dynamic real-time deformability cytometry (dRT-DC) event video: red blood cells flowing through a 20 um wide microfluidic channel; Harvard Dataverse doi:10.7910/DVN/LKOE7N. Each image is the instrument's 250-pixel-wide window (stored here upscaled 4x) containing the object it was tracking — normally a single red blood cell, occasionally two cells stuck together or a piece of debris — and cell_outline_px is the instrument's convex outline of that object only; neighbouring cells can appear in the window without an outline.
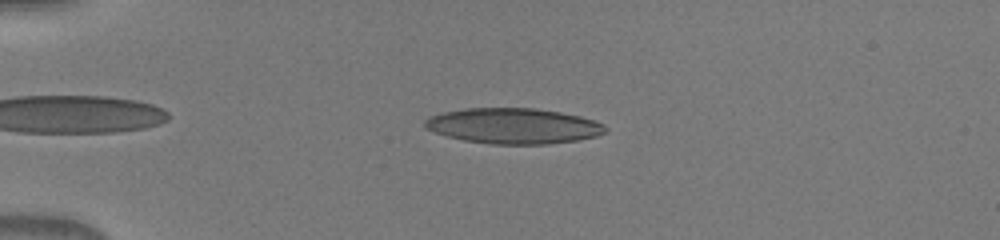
{"species": "human", "species_latin": "Homo sapiens", "temperature_condition": "warm", "stored_images_in_passage": 44, "camera_frame_rate_fps": 3000, "um_per_image_px": 0.085, "donor": {"sex": "male"}, "frame": {"image": 1, "passage_image": 7, "time_ms": 2.0, "image_size_px": [1000, 240], "cell_outline_px": [[608, 132], [596, 136], [580, 140], [548, 144], [492, 144], [464, 140], [448, 136], [424, 128], [424, 120], [428, 116], [444, 112], [464, 108], [536, 108], [560, 112], [580, 116], [596, 120], [604, 124], [608, 128]], "centroid_in_image_um": [43.68, 10.7], "position_along_channel_um": 41.3, "area_um2": 37.69}}
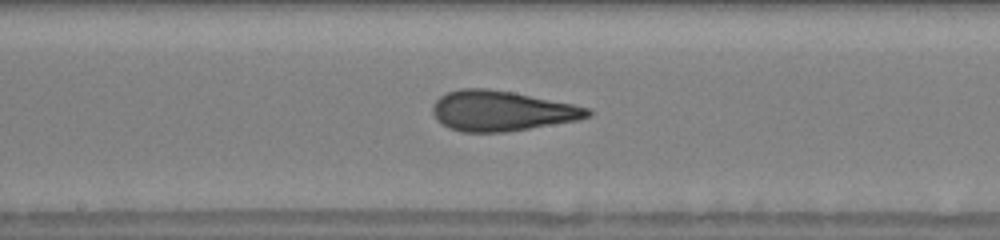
{"frame": {"image": 2, "passage_image": 22, "time_ms": 7.0, "image_size_px": [1000, 240], "cell_outline_px": [[592, 116], [580, 120], [504, 132], [460, 132], [448, 128], [436, 120], [432, 112], [432, 104], [440, 96], [448, 92], [460, 88], [488, 88], [512, 92], [592, 108]], "centroid_in_image_um": [42.63, 9.43], "position_along_channel_um": 205.6, "area_um2": 36.53}}
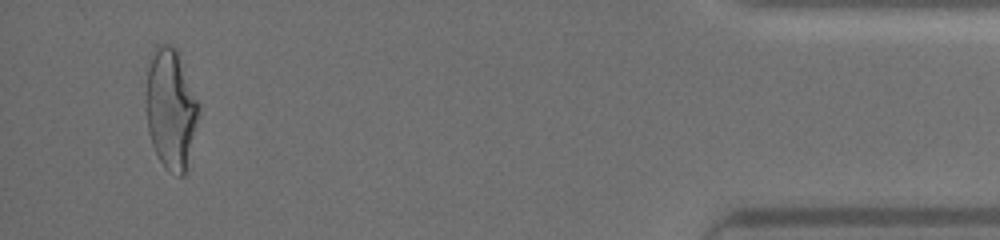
{"frame": {"image": 3, "passage_image": 42, "time_ms": 13.667, "image_size_px": [1000, 240], "cell_outline_px": [[200, 108], [184, 176], [180, 176], [164, 168], [152, 144], [148, 132], [144, 100], [144, 92], [148, 60], [152, 48], [156, 44], [172, 44], [176, 48], [200, 104]], "centroid_in_image_um": [14.47, 9.16], "position_along_channel_um": 420.7, "area_um2": 37.57}}